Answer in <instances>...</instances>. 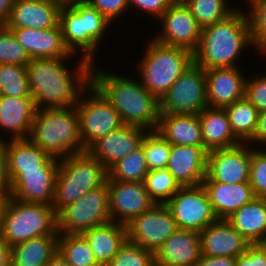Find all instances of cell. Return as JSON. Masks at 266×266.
<instances>
[{
    "instance_id": "cell-58",
    "label": "cell",
    "mask_w": 266,
    "mask_h": 266,
    "mask_svg": "<svg viewBox=\"0 0 266 266\" xmlns=\"http://www.w3.org/2000/svg\"><path fill=\"white\" fill-rule=\"evenodd\" d=\"M261 149L266 153V145H264V147H261Z\"/></svg>"
},
{
    "instance_id": "cell-28",
    "label": "cell",
    "mask_w": 266,
    "mask_h": 266,
    "mask_svg": "<svg viewBox=\"0 0 266 266\" xmlns=\"http://www.w3.org/2000/svg\"><path fill=\"white\" fill-rule=\"evenodd\" d=\"M202 185L220 219H227L240 207L256 198L249 183L202 182Z\"/></svg>"
},
{
    "instance_id": "cell-45",
    "label": "cell",
    "mask_w": 266,
    "mask_h": 266,
    "mask_svg": "<svg viewBox=\"0 0 266 266\" xmlns=\"http://www.w3.org/2000/svg\"><path fill=\"white\" fill-rule=\"evenodd\" d=\"M90 6L96 8L109 22H117L122 15L129 12L128 0H85ZM117 19V20H116Z\"/></svg>"
},
{
    "instance_id": "cell-26",
    "label": "cell",
    "mask_w": 266,
    "mask_h": 266,
    "mask_svg": "<svg viewBox=\"0 0 266 266\" xmlns=\"http://www.w3.org/2000/svg\"><path fill=\"white\" fill-rule=\"evenodd\" d=\"M198 116L203 146L208 152L216 149L232 148L241 144L232 132L224 108L207 106Z\"/></svg>"
},
{
    "instance_id": "cell-17",
    "label": "cell",
    "mask_w": 266,
    "mask_h": 266,
    "mask_svg": "<svg viewBox=\"0 0 266 266\" xmlns=\"http://www.w3.org/2000/svg\"><path fill=\"white\" fill-rule=\"evenodd\" d=\"M111 221L127 225L155 203L143 182L108 181Z\"/></svg>"
},
{
    "instance_id": "cell-25",
    "label": "cell",
    "mask_w": 266,
    "mask_h": 266,
    "mask_svg": "<svg viewBox=\"0 0 266 266\" xmlns=\"http://www.w3.org/2000/svg\"><path fill=\"white\" fill-rule=\"evenodd\" d=\"M31 59L70 57L60 24L51 29L9 28Z\"/></svg>"
},
{
    "instance_id": "cell-41",
    "label": "cell",
    "mask_w": 266,
    "mask_h": 266,
    "mask_svg": "<svg viewBox=\"0 0 266 266\" xmlns=\"http://www.w3.org/2000/svg\"><path fill=\"white\" fill-rule=\"evenodd\" d=\"M154 252L126 240L107 266H151Z\"/></svg>"
},
{
    "instance_id": "cell-44",
    "label": "cell",
    "mask_w": 266,
    "mask_h": 266,
    "mask_svg": "<svg viewBox=\"0 0 266 266\" xmlns=\"http://www.w3.org/2000/svg\"><path fill=\"white\" fill-rule=\"evenodd\" d=\"M255 73L246 78L244 97L260 112L266 110V71Z\"/></svg>"
},
{
    "instance_id": "cell-29",
    "label": "cell",
    "mask_w": 266,
    "mask_h": 266,
    "mask_svg": "<svg viewBox=\"0 0 266 266\" xmlns=\"http://www.w3.org/2000/svg\"><path fill=\"white\" fill-rule=\"evenodd\" d=\"M100 266H107L127 240L126 225L110 221L81 233Z\"/></svg>"
},
{
    "instance_id": "cell-13",
    "label": "cell",
    "mask_w": 266,
    "mask_h": 266,
    "mask_svg": "<svg viewBox=\"0 0 266 266\" xmlns=\"http://www.w3.org/2000/svg\"><path fill=\"white\" fill-rule=\"evenodd\" d=\"M126 227L129 242L154 253L178 230L176 221L165 204H154Z\"/></svg>"
},
{
    "instance_id": "cell-14",
    "label": "cell",
    "mask_w": 266,
    "mask_h": 266,
    "mask_svg": "<svg viewBox=\"0 0 266 266\" xmlns=\"http://www.w3.org/2000/svg\"><path fill=\"white\" fill-rule=\"evenodd\" d=\"M157 23L160 24V32H156L153 39L162 44L187 49L192 53L197 50L202 28L181 0H175Z\"/></svg>"
},
{
    "instance_id": "cell-10",
    "label": "cell",
    "mask_w": 266,
    "mask_h": 266,
    "mask_svg": "<svg viewBox=\"0 0 266 266\" xmlns=\"http://www.w3.org/2000/svg\"><path fill=\"white\" fill-rule=\"evenodd\" d=\"M110 221L109 187L106 180L57 214V231L59 234H81Z\"/></svg>"
},
{
    "instance_id": "cell-43",
    "label": "cell",
    "mask_w": 266,
    "mask_h": 266,
    "mask_svg": "<svg viewBox=\"0 0 266 266\" xmlns=\"http://www.w3.org/2000/svg\"><path fill=\"white\" fill-rule=\"evenodd\" d=\"M249 184L256 197L266 199V153L252 146Z\"/></svg>"
},
{
    "instance_id": "cell-22",
    "label": "cell",
    "mask_w": 266,
    "mask_h": 266,
    "mask_svg": "<svg viewBox=\"0 0 266 266\" xmlns=\"http://www.w3.org/2000/svg\"><path fill=\"white\" fill-rule=\"evenodd\" d=\"M201 254L214 257H238L250 245L227 219H219L200 232Z\"/></svg>"
},
{
    "instance_id": "cell-33",
    "label": "cell",
    "mask_w": 266,
    "mask_h": 266,
    "mask_svg": "<svg viewBox=\"0 0 266 266\" xmlns=\"http://www.w3.org/2000/svg\"><path fill=\"white\" fill-rule=\"evenodd\" d=\"M233 134L241 143H247L256 129L257 109L244 97L224 107Z\"/></svg>"
},
{
    "instance_id": "cell-6",
    "label": "cell",
    "mask_w": 266,
    "mask_h": 266,
    "mask_svg": "<svg viewBox=\"0 0 266 266\" xmlns=\"http://www.w3.org/2000/svg\"><path fill=\"white\" fill-rule=\"evenodd\" d=\"M146 43L139 63L135 65L138 72L135 75L160 100L194 62L193 53L181 47L162 44L153 38Z\"/></svg>"
},
{
    "instance_id": "cell-2",
    "label": "cell",
    "mask_w": 266,
    "mask_h": 266,
    "mask_svg": "<svg viewBox=\"0 0 266 266\" xmlns=\"http://www.w3.org/2000/svg\"><path fill=\"white\" fill-rule=\"evenodd\" d=\"M97 64L92 65L91 83L117 110L123 123L147 131L156 130L160 119L159 99L141 84L134 73L132 76L117 75L115 71L103 70Z\"/></svg>"
},
{
    "instance_id": "cell-54",
    "label": "cell",
    "mask_w": 266,
    "mask_h": 266,
    "mask_svg": "<svg viewBox=\"0 0 266 266\" xmlns=\"http://www.w3.org/2000/svg\"><path fill=\"white\" fill-rule=\"evenodd\" d=\"M245 1H247V3L244 4V6L246 5L247 7L245 8L247 9H245L243 6L241 8L237 6V8L242 9L245 12L248 11L255 4L266 3V0H244V2Z\"/></svg>"
},
{
    "instance_id": "cell-30",
    "label": "cell",
    "mask_w": 266,
    "mask_h": 266,
    "mask_svg": "<svg viewBox=\"0 0 266 266\" xmlns=\"http://www.w3.org/2000/svg\"><path fill=\"white\" fill-rule=\"evenodd\" d=\"M7 171L58 169L60 159L49 156L29 139L7 140Z\"/></svg>"
},
{
    "instance_id": "cell-52",
    "label": "cell",
    "mask_w": 266,
    "mask_h": 266,
    "mask_svg": "<svg viewBox=\"0 0 266 266\" xmlns=\"http://www.w3.org/2000/svg\"><path fill=\"white\" fill-rule=\"evenodd\" d=\"M11 247L5 242L0 231V266H10Z\"/></svg>"
},
{
    "instance_id": "cell-7",
    "label": "cell",
    "mask_w": 266,
    "mask_h": 266,
    "mask_svg": "<svg viewBox=\"0 0 266 266\" xmlns=\"http://www.w3.org/2000/svg\"><path fill=\"white\" fill-rule=\"evenodd\" d=\"M107 177V169L87 150L60 159L51 205L55 213L104 184Z\"/></svg>"
},
{
    "instance_id": "cell-39",
    "label": "cell",
    "mask_w": 266,
    "mask_h": 266,
    "mask_svg": "<svg viewBox=\"0 0 266 266\" xmlns=\"http://www.w3.org/2000/svg\"><path fill=\"white\" fill-rule=\"evenodd\" d=\"M140 145L143 147L149 170L167 167L171 144L157 130H148Z\"/></svg>"
},
{
    "instance_id": "cell-37",
    "label": "cell",
    "mask_w": 266,
    "mask_h": 266,
    "mask_svg": "<svg viewBox=\"0 0 266 266\" xmlns=\"http://www.w3.org/2000/svg\"><path fill=\"white\" fill-rule=\"evenodd\" d=\"M143 183L155 204H166L181 187L167 167L149 170Z\"/></svg>"
},
{
    "instance_id": "cell-53",
    "label": "cell",
    "mask_w": 266,
    "mask_h": 266,
    "mask_svg": "<svg viewBox=\"0 0 266 266\" xmlns=\"http://www.w3.org/2000/svg\"><path fill=\"white\" fill-rule=\"evenodd\" d=\"M46 266H70L63 256L56 252L55 255L50 259Z\"/></svg>"
},
{
    "instance_id": "cell-42",
    "label": "cell",
    "mask_w": 266,
    "mask_h": 266,
    "mask_svg": "<svg viewBox=\"0 0 266 266\" xmlns=\"http://www.w3.org/2000/svg\"><path fill=\"white\" fill-rule=\"evenodd\" d=\"M250 23L253 48L266 56V3L253 5L246 11Z\"/></svg>"
},
{
    "instance_id": "cell-32",
    "label": "cell",
    "mask_w": 266,
    "mask_h": 266,
    "mask_svg": "<svg viewBox=\"0 0 266 266\" xmlns=\"http://www.w3.org/2000/svg\"><path fill=\"white\" fill-rule=\"evenodd\" d=\"M59 235H43L11 247L10 266H46L58 252Z\"/></svg>"
},
{
    "instance_id": "cell-23",
    "label": "cell",
    "mask_w": 266,
    "mask_h": 266,
    "mask_svg": "<svg viewBox=\"0 0 266 266\" xmlns=\"http://www.w3.org/2000/svg\"><path fill=\"white\" fill-rule=\"evenodd\" d=\"M36 110L32 97L0 95V139H28Z\"/></svg>"
},
{
    "instance_id": "cell-15",
    "label": "cell",
    "mask_w": 266,
    "mask_h": 266,
    "mask_svg": "<svg viewBox=\"0 0 266 266\" xmlns=\"http://www.w3.org/2000/svg\"><path fill=\"white\" fill-rule=\"evenodd\" d=\"M251 158L252 146L248 143L212 150L208 152L206 177L203 182L249 183Z\"/></svg>"
},
{
    "instance_id": "cell-4",
    "label": "cell",
    "mask_w": 266,
    "mask_h": 266,
    "mask_svg": "<svg viewBox=\"0 0 266 266\" xmlns=\"http://www.w3.org/2000/svg\"><path fill=\"white\" fill-rule=\"evenodd\" d=\"M28 139L49 156L62 159L85 151L75 105L37 109Z\"/></svg>"
},
{
    "instance_id": "cell-8",
    "label": "cell",
    "mask_w": 266,
    "mask_h": 266,
    "mask_svg": "<svg viewBox=\"0 0 266 266\" xmlns=\"http://www.w3.org/2000/svg\"><path fill=\"white\" fill-rule=\"evenodd\" d=\"M0 231L10 247L43 235H59L57 214L52 206L27 203L8 195L0 217Z\"/></svg>"
},
{
    "instance_id": "cell-24",
    "label": "cell",
    "mask_w": 266,
    "mask_h": 266,
    "mask_svg": "<svg viewBox=\"0 0 266 266\" xmlns=\"http://www.w3.org/2000/svg\"><path fill=\"white\" fill-rule=\"evenodd\" d=\"M200 233L178 229L154 253L164 266H195L201 257Z\"/></svg>"
},
{
    "instance_id": "cell-20",
    "label": "cell",
    "mask_w": 266,
    "mask_h": 266,
    "mask_svg": "<svg viewBox=\"0 0 266 266\" xmlns=\"http://www.w3.org/2000/svg\"><path fill=\"white\" fill-rule=\"evenodd\" d=\"M207 160L204 146L171 145L167 168L180 186H195L206 177Z\"/></svg>"
},
{
    "instance_id": "cell-40",
    "label": "cell",
    "mask_w": 266,
    "mask_h": 266,
    "mask_svg": "<svg viewBox=\"0 0 266 266\" xmlns=\"http://www.w3.org/2000/svg\"><path fill=\"white\" fill-rule=\"evenodd\" d=\"M31 58L6 25H0V64L27 66Z\"/></svg>"
},
{
    "instance_id": "cell-31",
    "label": "cell",
    "mask_w": 266,
    "mask_h": 266,
    "mask_svg": "<svg viewBox=\"0 0 266 266\" xmlns=\"http://www.w3.org/2000/svg\"><path fill=\"white\" fill-rule=\"evenodd\" d=\"M227 220L250 244L266 243V199L254 198Z\"/></svg>"
},
{
    "instance_id": "cell-35",
    "label": "cell",
    "mask_w": 266,
    "mask_h": 266,
    "mask_svg": "<svg viewBox=\"0 0 266 266\" xmlns=\"http://www.w3.org/2000/svg\"><path fill=\"white\" fill-rule=\"evenodd\" d=\"M58 252L70 266H100L82 234H59Z\"/></svg>"
},
{
    "instance_id": "cell-19",
    "label": "cell",
    "mask_w": 266,
    "mask_h": 266,
    "mask_svg": "<svg viewBox=\"0 0 266 266\" xmlns=\"http://www.w3.org/2000/svg\"><path fill=\"white\" fill-rule=\"evenodd\" d=\"M242 67H223L205 70L208 107L224 108L244 98L247 76Z\"/></svg>"
},
{
    "instance_id": "cell-16",
    "label": "cell",
    "mask_w": 266,
    "mask_h": 266,
    "mask_svg": "<svg viewBox=\"0 0 266 266\" xmlns=\"http://www.w3.org/2000/svg\"><path fill=\"white\" fill-rule=\"evenodd\" d=\"M57 171L58 169L7 171L10 181L9 196L27 203L51 206Z\"/></svg>"
},
{
    "instance_id": "cell-3",
    "label": "cell",
    "mask_w": 266,
    "mask_h": 266,
    "mask_svg": "<svg viewBox=\"0 0 266 266\" xmlns=\"http://www.w3.org/2000/svg\"><path fill=\"white\" fill-rule=\"evenodd\" d=\"M250 47L253 44L248 15L237 8L226 19L202 29L200 43L193 58L204 70L240 67L238 60L245 50L250 51Z\"/></svg>"
},
{
    "instance_id": "cell-56",
    "label": "cell",
    "mask_w": 266,
    "mask_h": 266,
    "mask_svg": "<svg viewBox=\"0 0 266 266\" xmlns=\"http://www.w3.org/2000/svg\"><path fill=\"white\" fill-rule=\"evenodd\" d=\"M56 1L61 3L62 5H69L75 2L85 1V0H56Z\"/></svg>"
},
{
    "instance_id": "cell-47",
    "label": "cell",
    "mask_w": 266,
    "mask_h": 266,
    "mask_svg": "<svg viewBox=\"0 0 266 266\" xmlns=\"http://www.w3.org/2000/svg\"><path fill=\"white\" fill-rule=\"evenodd\" d=\"M235 266H266V243L250 244L246 252L236 258Z\"/></svg>"
},
{
    "instance_id": "cell-12",
    "label": "cell",
    "mask_w": 266,
    "mask_h": 266,
    "mask_svg": "<svg viewBox=\"0 0 266 266\" xmlns=\"http://www.w3.org/2000/svg\"><path fill=\"white\" fill-rule=\"evenodd\" d=\"M172 213L178 229L201 232L220 218L211 205L202 184L181 186L165 204Z\"/></svg>"
},
{
    "instance_id": "cell-18",
    "label": "cell",
    "mask_w": 266,
    "mask_h": 266,
    "mask_svg": "<svg viewBox=\"0 0 266 266\" xmlns=\"http://www.w3.org/2000/svg\"><path fill=\"white\" fill-rule=\"evenodd\" d=\"M146 129L123 125L93 142L86 150L108 170L140 146Z\"/></svg>"
},
{
    "instance_id": "cell-34",
    "label": "cell",
    "mask_w": 266,
    "mask_h": 266,
    "mask_svg": "<svg viewBox=\"0 0 266 266\" xmlns=\"http://www.w3.org/2000/svg\"><path fill=\"white\" fill-rule=\"evenodd\" d=\"M108 181L143 182L149 172L143 147L140 145L108 170Z\"/></svg>"
},
{
    "instance_id": "cell-55",
    "label": "cell",
    "mask_w": 266,
    "mask_h": 266,
    "mask_svg": "<svg viewBox=\"0 0 266 266\" xmlns=\"http://www.w3.org/2000/svg\"><path fill=\"white\" fill-rule=\"evenodd\" d=\"M8 195H9V192H1L0 191V217H1V213H2V209L4 206L5 200H6Z\"/></svg>"
},
{
    "instance_id": "cell-11",
    "label": "cell",
    "mask_w": 266,
    "mask_h": 266,
    "mask_svg": "<svg viewBox=\"0 0 266 266\" xmlns=\"http://www.w3.org/2000/svg\"><path fill=\"white\" fill-rule=\"evenodd\" d=\"M159 101L160 113L199 114L208 106L205 70L193 62Z\"/></svg>"
},
{
    "instance_id": "cell-36",
    "label": "cell",
    "mask_w": 266,
    "mask_h": 266,
    "mask_svg": "<svg viewBox=\"0 0 266 266\" xmlns=\"http://www.w3.org/2000/svg\"><path fill=\"white\" fill-rule=\"evenodd\" d=\"M203 29L215 22L226 19L236 9L230 0H181Z\"/></svg>"
},
{
    "instance_id": "cell-38",
    "label": "cell",
    "mask_w": 266,
    "mask_h": 266,
    "mask_svg": "<svg viewBox=\"0 0 266 266\" xmlns=\"http://www.w3.org/2000/svg\"><path fill=\"white\" fill-rule=\"evenodd\" d=\"M0 95L32 97L26 66L0 64Z\"/></svg>"
},
{
    "instance_id": "cell-46",
    "label": "cell",
    "mask_w": 266,
    "mask_h": 266,
    "mask_svg": "<svg viewBox=\"0 0 266 266\" xmlns=\"http://www.w3.org/2000/svg\"><path fill=\"white\" fill-rule=\"evenodd\" d=\"M175 0H128L129 9L144 12L157 21Z\"/></svg>"
},
{
    "instance_id": "cell-5",
    "label": "cell",
    "mask_w": 266,
    "mask_h": 266,
    "mask_svg": "<svg viewBox=\"0 0 266 266\" xmlns=\"http://www.w3.org/2000/svg\"><path fill=\"white\" fill-rule=\"evenodd\" d=\"M63 41L71 54L89 60L92 64L106 33L112 30L109 22L96 8L86 1L63 5L60 10V22ZM97 58V59H96Z\"/></svg>"
},
{
    "instance_id": "cell-49",
    "label": "cell",
    "mask_w": 266,
    "mask_h": 266,
    "mask_svg": "<svg viewBox=\"0 0 266 266\" xmlns=\"http://www.w3.org/2000/svg\"><path fill=\"white\" fill-rule=\"evenodd\" d=\"M6 144L7 140L0 139V191H10V181L7 175V162H6Z\"/></svg>"
},
{
    "instance_id": "cell-57",
    "label": "cell",
    "mask_w": 266,
    "mask_h": 266,
    "mask_svg": "<svg viewBox=\"0 0 266 266\" xmlns=\"http://www.w3.org/2000/svg\"><path fill=\"white\" fill-rule=\"evenodd\" d=\"M151 266H164V265H161V264H159L158 262L154 261V262L151 264Z\"/></svg>"
},
{
    "instance_id": "cell-1",
    "label": "cell",
    "mask_w": 266,
    "mask_h": 266,
    "mask_svg": "<svg viewBox=\"0 0 266 266\" xmlns=\"http://www.w3.org/2000/svg\"><path fill=\"white\" fill-rule=\"evenodd\" d=\"M78 55L59 58H33L27 64L31 96L37 109L65 108L77 104L91 84L92 63ZM73 63L70 66L68 63ZM68 62V63H67ZM72 65H74L72 67Z\"/></svg>"
},
{
    "instance_id": "cell-9",
    "label": "cell",
    "mask_w": 266,
    "mask_h": 266,
    "mask_svg": "<svg viewBox=\"0 0 266 266\" xmlns=\"http://www.w3.org/2000/svg\"><path fill=\"white\" fill-rule=\"evenodd\" d=\"M75 107L85 149L124 125L117 110L92 83L82 92Z\"/></svg>"
},
{
    "instance_id": "cell-51",
    "label": "cell",
    "mask_w": 266,
    "mask_h": 266,
    "mask_svg": "<svg viewBox=\"0 0 266 266\" xmlns=\"http://www.w3.org/2000/svg\"><path fill=\"white\" fill-rule=\"evenodd\" d=\"M15 0H0V25H5L11 16Z\"/></svg>"
},
{
    "instance_id": "cell-21",
    "label": "cell",
    "mask_w": 266,
    "mask_h": 266,
    "mask_svg": "<svg viewBox=\"0 0 266 266\" xmlns=\"http://www.w3.org/2000/svg\"><path fill=\"white\" fill-rule=\"evenodd\" d=\"M63 5L56 0H15L8 28L51 29L60 22Z\"/></svg>"
},
{
    "instance_id": "cell-50",
    "label": "cell",
    "mask_w": 266,
    "mask_h": 266,
    "mask_svg": "<svg viewBox=\"0 0 266 266\" xmlns=\"http://www.w3.org/2000/svg\"><path fill=\"white\" fill-rule=\"evenodd\" d=\"M236 257H214L201 255L195 266H235Z\"/></svg>"
},
{
    "instance_id": "cell-27",
    "label": "cell",
    "mask_w": 266,
    "mask_h": 266,
    "mask_svg": "<svg viewBox=\"0 0 266 266\" xmlns=\"http://www.w3.org/2000/svg\"><path fill=\"white\" fill-rule=\"evenodd\" d=\"M156 130L171 145L203 146L198 114L160 113Z\"/></svg>"
},
{
    "instance_id": "cell-48",
    "label": "cell",
    "mask_w": 266,
    "mask_h": 266,
    "mask_svg": "<svg viewBox=\"0 0 266 266\" xmlns=\"http://www.w3.org/2000/svg\"><path fill=\"white\" fill-rule=\"evenodd\" d=\"M247 143L255 148L266 145V110L259 112L255 132Z\"/></svg>"
}]
</instances>
